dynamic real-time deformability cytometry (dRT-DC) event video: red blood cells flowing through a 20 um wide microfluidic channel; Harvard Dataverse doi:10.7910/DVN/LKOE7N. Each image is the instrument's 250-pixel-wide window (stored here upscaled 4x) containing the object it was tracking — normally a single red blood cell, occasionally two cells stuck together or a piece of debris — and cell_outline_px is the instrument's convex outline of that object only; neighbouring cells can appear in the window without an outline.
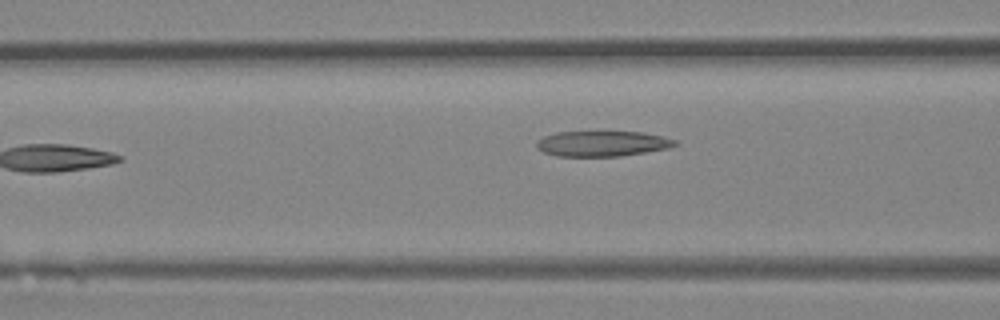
{"species": "Egyptian fruit bat (a non-hibernating species)", "species_latin": "Rousettus aegyptiacus", "temperature_condition": "room temperature", "stored_images_in_passage": 6, "camera_frame_rate_fps": 3000, "um_per_image_px": 0.085, "animal": {"sex": "female"}, "frame": {"image": 1, "passage_image": 6, "time_ms": 1.667, "image_size_px": [1000, 320], "cell_outline_px": [[680, 144], [668, 148], [620, 156], [556, 156], [544, 152], [536, 148], [536, 140], [544, 136], [556, 132], [644, 132], [664, 136], [676, 140]], "centroid_in_image_um": [51.19, 12.2], "position_along_channel_um": 115.4, "area_um2": 20.58}}